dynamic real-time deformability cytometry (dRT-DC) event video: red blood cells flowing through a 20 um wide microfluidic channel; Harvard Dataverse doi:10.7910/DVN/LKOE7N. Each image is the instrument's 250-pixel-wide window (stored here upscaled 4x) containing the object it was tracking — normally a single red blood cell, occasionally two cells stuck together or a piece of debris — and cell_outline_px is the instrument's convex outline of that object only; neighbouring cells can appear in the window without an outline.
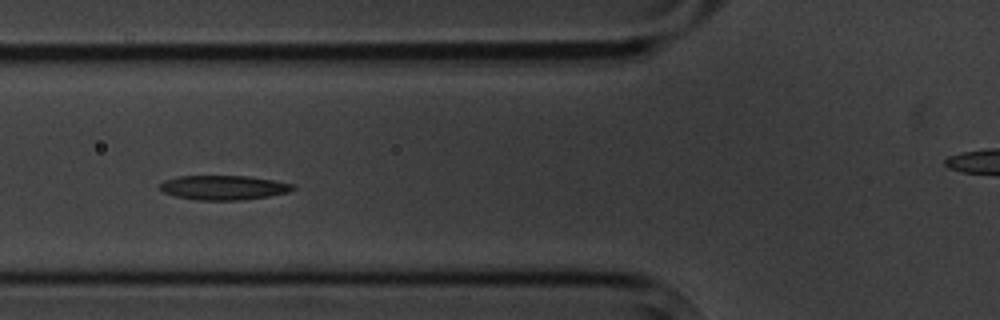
{"species": "common noctule bat (a hibernating species)", "species_latin": "Nyctalus noctula", "temperature_condition": "cold", "stored_images_in_passage": 14, "segment_of_instrument_passage": [1, 2], "camera_frame_rate_fps": 3000, "um_per_image_px": 0.085, "animal": {"sex": "male", "body_mass_g": 20.1, "forearm_length_mm": 53.5}, "frame": {"image": 1, "passage_image": 4, "time_ms": 3.333, "image_size_px": [1000, 320], "cell_outline_px": [[296, 188], [288, 192], [268, 196], [244, 200], [196, 200], [176, 196], [164, 192], [160, 188], [160, 184], [164, 180], [176, 176], [248, 176], [296, 184]], "centroid_in_image_um": [19.02, 15.94], "position_along_channel_um": 106.8, "area_um2": 18.96}}
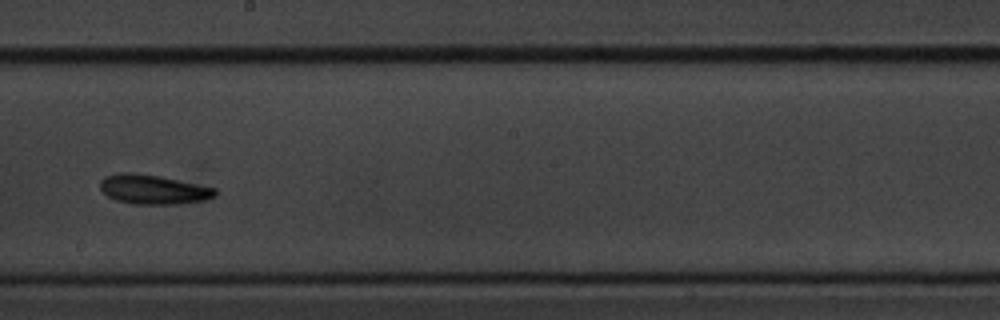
{"frame": {"image": 2, "passage_image": 7, "time_ms": 7.0, "image_size_px": [1000, 320], "cell_outline_px": [[216, 196], [204, 200], [180, 204], [132, 204], [116, 200], [108, 196], [100, 188], [100, 180], [104, 176], [120, 172], [128, 172], [160, 176], [216, 188]], "centroid_in_image_um": [13.01, 16.1], "position_along_channel_um": 235.2, "area_um2": 19.77}}
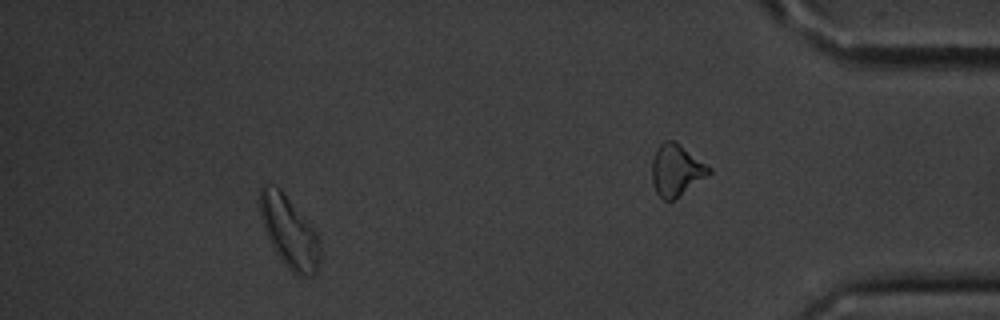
{"frame": {"image": 3, "passage_image": 12, "time_ms": 13.667, "image_size_px": [1000, 320], "cell_outline_px": [[320, 260], [316, 272], [312, 276], [300, 276], [292, 272], [284, 264], [276, 252], [264, 228], [260, 216], [260, 188], [264, 184], [280, 188], [316, 232], [320, 248]], "centroid_in_image_um": [24.59, 19.73], "position_along_channel_um": 410.6, "area_um2": 24.57}}